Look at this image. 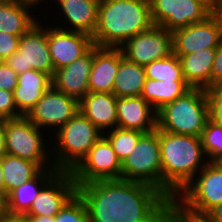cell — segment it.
<instances>
[{
    "mask_svg": "<svg viewBox=\"0 0 222 222\" xmlns=\"http://www.w3.org/2000/svg\"><path fill=\"white\" fill-rule=\"evenodd\" d=\"M51 86L52 77L45 72L30 69L19 74L13 91L18 112L26 116Z\"/></svg>",
    "mask_w": 222,
    "mask_h": 222,
    "instance_id": "obj_20",
    "label": "cell"
},
{
    "mask_svg": "<svg viewBox=\"0 0 222 222\" xmlns=\"http://www.w3.org/2000/svg\"><path fill=\"white\" fill-rule=\"evenodd\" d=\"M200 138L208 162H215L222 156V126L208 120Z\"/></svg>",
    "mask_w": 222,
    "mask_h": 222,
    "instance_id": "obj_31",
    "label": "cell"
},
{
    "mask_svg": "<svg viewBox=\"0 0 222 222\" xmlns=\"http://www.w3.org/2000/svg\"><path fill=\"white\" fill-rule=\"evenodd\" d=\"M71 173L76 185L121 179V160L109 141L102 136Z\"/></svg>",
    "mask_w": 222,
    "mask_h": 222,
    "instance_id": "obj_10",
    "label": "cell"
},
{
    "mask_svg": "<svg viewBox=\"0 0 222 222\" xmlns=\"http://www.w3.org/2000/svg\"><path fill=\"white\" fill-rule=\"evenodd\" d=\"M28 222H54V216L27 215Z\"/></svg>",
    "mask_w": 222,
    "mask_h": 222,
    "instance_id": "obj_43",
    "label": "cell"
},
{
    "mask_svg": "<svg viewBox=\"0 0 222 222\" xmlns=\"http://www.w3.org/2000/svg\"><path fill=\"white\" fill-rule=\"evenodd\" d=\"M216 48H205L179 58L185 81L192 88H211V69Z\"/></svg>",
    "mask_w": 222,
    "mask_h": 222,
    "instance_id": "obj_23",
    "label": "cell"
},
{
    "mask_svg": "<svg viewBox=\"0 0 222 222\" xmlns=\"http://www.w3.org/2000/svg\"><path fill=\"white\" fill-rule=\"evenodd\" d=\"M214 15L217 17L220 26L222 27V0H218L216 12Z\"/></svg>",
    "mask_w": 222,
    "mask_h": 222,
    "instance_id": "obj_45",
    "label": "cell"
},
{
    "mask_svg": "<svg viewBox=\"0 0 222 222\" xmlns=\"http://www.w3.org/2000/svg\"><path fill=\"white\" fill-rule=\"evenodd\" d=\"M145 80L144 66L129 61L119 47V68L115 77L113 94L116 97L141 96Z\"/></svg>",
    "mask_w": 222,
    "mask_h": 222,
    "instance_id": "obj_26",
    "label": "cell"
},
{
    "mask_svg": "<svg viewBox=\"0 0 222 222\" xmlns=\"http://www.w3.org/2000/svg\"><path fill=\"white\" fill-rule=\"evenodd\" d=\"M5 63V59L0 55V65Z\"/></svg>",
    "mask_w": 222,
    "mask_h": 222,
    "instance_id": "obj_48",
    "label": "cell"
},
{
    "mask_svg": "<svg viewBox=\"0 0 222 222\" xmlns=\"http://www.w3.org/2000/svg\"><path fill=\"white\" fill-rule=\"evenodd\" d=\"M93 63V47L71 64L55 70L52 86L78 102L89 93V75Z\"/></svg>",
    "mask_w": 222,
    "mask_h": 222,
    "instance_id": "obj_17",
    "label": "cell"
},
{
    "mask_svg": "<svg viewBox=\"0 0 222 222\" xmlns=\"http://www.w3.org/2000/svg\"><path fill=\"white\" fill-rule=\"evenodd\" d=\"M76 192L71 171H58L41 188L26 215L55 216Z\"/></svg>",
    "mask_w": 222,
    "mask_h": 222,
    "instance_id": "obj_16",
    "label": "cell"
},
{
    "mask_svg": "<svg viewBox=\"0 0 222 222\" xmlns=\"http://www.w3.org/2000/svg\"><path fill=\"white\" fill-rule=\"evenodd\" d=\"M117 97L113 93H88L79 101V110L101 131L117 127Z\"/></svg>",
    "mask_w": 222,
    "mask_h": 222,
    "instance_id": "obj_22",
    "label": "cell"
},
{
    "mask_svg": "<svg viewBox=\"0 0 222 222\" xmlns=\"http://www.w3.org/2000/svg\"><path fill=\"white\" fill-rule=\"evenodd\" d=\"M56 132L58 144L48 152L58 171H72L104 135L80 110Z\"/></svg>",
    "mask_w": 222,
    "mask_h": 222,
    "instance_id": "obj_5",
    "label": "cell"
},
{
    "mask_svg": "<svg viewBox=\"0 0 222 222\" xmlns=\"http://www.w3.org/2000/svg\"><path fill=\"white\" fill-rule=\"evenodd\" d=\"M54 222H89L85 202L77 192L54 216Z\"/></svg>",
    "mask_w": 222,
    "mask_h": 222,
    "instance_id": "obj_32",
    "label": "cell"
},
{
    "mask_svg": "<svg viewBox=\"0 0 222 222\" xmlns=\"http://www.w3.org/2000/svg\"><path fill=\"white\" fill-rule=\"evenodd\" d=\"M42 169L34 162L5 154L2 158V171L8 194L19 185L33 179Z\"/></svg>",
    "mask_w": 222,
    "mask_h": 222,
    "instance_id": "obj_28",
    "label": "cell"
},
{
    "mask_svg": "<svg viewBox=\"0 0 222 222\" xmlns=\"http://www.w3.org/2000/svg\"><path fill=\"white\" fill-rule=\"evenodd\" d=\"M206 96L209 120L222 126V85L206 89Z\"/></svg>",
    "mask_w": 222,
    "mask_h": 222,
    "instance_id": "obj_33",
    "label": "cell"
},
{
    "mask_svg": "<svg viewBox=\"0 0 222 222\" xmlns=\"http://www.w3.org/2000/svg\"><path fill=\"white\" fill-rule=\"evenodd\" d=\"M5 63L18 75L30 69L54 75V66L50 57L47 28L37 22L20 36L18 50L5 59Z\"/></svg>",
    "mask_w": 222,
    "mask_h": 222,
    "instance_id": "obj_9",
    "label": "cell"
},
{
    "mask_svg": "<svg viewBox=\"0 0 222 222\" xmlns=\"http://www.w3.org/2000/svg\"><path fill=\"white\" fill-rule=\"evenodd\" d=\"M120 48L129 61L145 66L174 53L173 32L153 25L149 30L131 37Z\"/></svg>",
    "mask_w": 222,
    "mask_h": 222,
    "instance_id": "obj_11",
    "label": "cell"
},
{
    "mask_svg": "<svg viewBox=\"0 0 222 222\" xmlns=\"http://www.w3.org/2000/svg\"><path fill=\"white\" fill-rule=\"evenodd\" d=\"M30 9H33L32 5L24 0H0V31L19 37L23 35L39 21Z\"/></svg>",
    "mask_w": 222,
    "mask_h": 222,
    "instance_id": "obj_25",
    "label": "cell"
},
{
    "mask_svg": "<svg viewBox=\"0 0 222 222\" xmlns=\"http://www.w3.org/2000/svg\"><path fill=\"white\" fill-rule=\"evenodd\" d=\"M0 200L2 202L6 200V188L2 171V159H0Z\"/></svg>",
    "mask_w": 222,
    "mask_h": 222,
    "instance_id": "obj_44",
    "label": "cell"
},
{
    "mask_svg": "<svg viewBox=\"0 0 222 222\" xmlns=\"http://www.w3.org/2000/svg\"><path fill=\"white\" fill-rule=\"evenodd\" d=\"M221 41L222 27L214 14L202 22L173 31L174 54L178 57L205 48H217Z\"/></svg>",
    "mask_w": 222,
    "mask_h": 222,
    "instance_id": "obj_14",
    "label": "cell"
},
{
    "mask_svg": "<svg viewBox=\"0 0 222 222\" xmlns=\"http://www.w3.org/2000/svg\"><path fill=\"white\" fill-rule=\"evenodd\" d=\"M4 131L6 154L32 161L41 169L55 168L53 160L49 159L52 154H48L47 149L45 150L46 140L43 138L42 130L26 116L5 119Z\"/></svg>",
    "mask_w": 222,
    "mask_h": 222,
    "instance_id": "obj_8",
    "label": "cell"
},
{
    "mask_svg": "<svg viewBox=\"0 0 222 222\" xmlns=\"http://www.w3.org/2000/svg\"><path fill=\"white\" fill-rule=\"evenodd\" d=\"M121 179L142 182L162 192L159 129L143 133L121 162Z\"/></svg>",
    "mask_w": 222,
    "mask_h": 222,
    "instance_id": "obj_7",
    "label": "cell"
},
{
    "mask_svg": "<svg viewBox=\"0 0 222 222\" xmlns=\"http://www.w3.org/2000/svg\"><path fill=\"white\" fill-rule=\"evenodd\" d=\"M119 68V47L93 46V63L89 75V93H113Z\"/></svg>",
    "mask_w": 222,
    "mask_h": 222,
    "instance_id": "obj_19",
    "label": "cell"
},
{
    "mask_svg": "<svg viewBox=\"0 0 222 222\" xmlns=\"http://www.w3.org/2000/svg\"><path fill=\"white\" fill-rule=\"evenodd\" d=\"M117 127L148 133L157 128L153 107L141 96L117 97Z\"/></svg>",
    "mask_w": 222,
    "mask_h": 222,
    "instance_id": "obj_18",
    "label": "cell"
},
{
    "mask_svg": "<svg viewBox=\"0 0 222 222\" xmlns=\"http://www.w3.org/2000/svg\"><path fill=\"white\" fill-rule=\"evenodd\" d=\"M58 172L55 168L42 169L33 179L12 190L3 202V209L10 213L26 214L41 188ZM40 186V187H39Z\"/></svg>",
    "mask_w": 222,
    "mask_h": 222,
    "instance_id": "obj_24",
    "label": "cell"
},
{
    "mask_svg": "<svg viewBox=\"0 0 222 222\" xmlns=\"http://www.w3.org/2000/svg\"><path fill=\"white\" fill-rule=\"evenodd\" d=\"M153 25L169 31L199 23L212 15L193 0H149Z\"/></svg>",
    "mask_w": 222,
    "mask_h": 222,
    "instance_id": "obj_12",
    "label": "cell"
},
{
    "mask_svg": "<svg viewBox=\"0 0 222 222\" xmlns=\"http://www.w3.org/2000/svg\"><path fill=\"white\" fill-rule=\"evenodd\" d=\"M76 186L89 222H168L171 200L151 185L110 179Z\"/></svg>",
    "mask_w": 222,
    "mask_h": 222,
    "instance_id": "obj_1",
    "label": "cell"
},
{
    "mask_svg": "<svg viewBox=\"0 0 222 222\" xmlns=\"http://www.w3.org/2000/svg\"><path fill=\"white\" fill-rule=\"evenodd\" d=\"M65 17L66 23L72 25L57 28L86 33L93 36L98 23V8L100 0H56ZM62 27V28H61Z\"/></svg>",
    "mask_w": 222,
    "mask_h": 222,
    "instance_id": "obj_21",
    "label": "cell"
},
{
    "mask_svg": "<svg viewBox=\"0 0 222 222\" xmlns=\"http://www.w3.org/2000/svg\"><path fill=\"white\" fill-rule=\"evenodd\" d=\"M0 222H28L26 214L10 213L5 209L0 212Z\"/></svg>",
    "mask_w": 222,
    "mask_h": 222,
    "instance_id": "obj_39",
    "label": "cell"
},
{
    "mask_svg": "<svg viewBox=\"0 0 222 222\" xmlns=\"http://www.w3.org/2000/svg\"><path fill=\"white\" fill-rule=\"evenodd\" d=\"M79 111V102L51 86L26 117L39 129L56 132ZM42 127V128H41Z\"/></svg>",
    "mask_w": 222,
    "mask_h": 222,
    "instance_id": "obj_13",
    "label": "cell"
},
{
    "mask_svg": "<svg viewBox=\"0 0 222 222\" xmlns=\"http://www.w3.org/2000/svg\"><path fill=\"white\" fill-rule=\"evenodd\" d=\"M3 209V202L0 200V212Z\"/></svg>",
    "mask_w": 222,
    "mask_h": 222,
    "instance_id": "obj_49",
    "label": "cell"
},
{
    "mask_svg": "<svg viewBox=\"0 0 222 222\" xmlns=\"http://www.w3.org/2000/svg\"><path fill=\"white\" fill-rule=\"evenodd\" d=\"M205 217L210 222H222V203L211 209Z\"/></svg>",
    "mask_w": 222,
    "mask_h": 222,
    "instance_id": "obj_40",
    "label": "cell"
},
{
    "mask_svg": "<svg viewBox=\"0 0 222 222\" xmlns=\"http://www.w3.org/2000/svg\"><path fill=\"white\" fill-rule=\"evenodd\" d=\"M152 26L149 0H100L92 39L99 47H121Z\"/></svg>",
    "mask_w": 222,
    "mask_h": 222,
    "instance_id": "obj_3",
    "label": "cell"
},
{
    "mask_svg": "<svg viewBox=\"0 0 222 222\" xmlns=\"http://www.w3.org/2000/svg\"><path fill=\"white\" fill-rule=\"evenodd\" d=\"M54 27H47L48 45L54 71L71 64L94 46L92 36L86 33Z\"/></svg>",
    "mask_w": 222,
    "mask_h": 222,
    "instance_id": "obj_15",
    "label": "cell"
},
{
    "mask_svg": "<svg viewBox=\"0 0 222 222\" xmlns=\"http://www.w3.org/2000/svg\"><path fill=\"white\" fill-rule=\"evenodd\" d=\"M6 154L4 120H0V159Z\"/></svg>",
    "mask_w": 222,
    "mask_h": 222,
    "instance_id": "obj_41",
    "label": "cell"
},
{
    "mask_svg": "<svg viewBox=\"0 0 222 222\" xmlns=\"http://www.w3.org/2000/svg\"><path fill=\"white\" fill-rule=\"evenodd\" d=\"M162 192L173 201L206 166L201 138L159 130Z\"/></svg>",
    "mask_w": 222,
    "mask_h": 222,
    "instance_id": "obj_2",
    "label": "cell"
},
{
    "mask_svg": "<svg viewBox=\"0 0 222 222\" xmlns=\"http://www.w3.org/2000/svg\"><path fill=\"white\" fill-rule=\"evenodd\" d=\"M203 5L211 14H215L218 0H193Z\"/></svg>",
    "mask_w": 222,
    "mask_h": 222,
    "instance_id": "obj_42",
    "label": "cell"
},
{
    "mask_svg": "<svg viewBox=\"0 0 222 222\" xmlns=\"http://www.w3.org/2000/svg\"><path fill=\"white\" fill-rule=\"evenodd\" d=\"M169 222H210L205 216H195L183 211L174 201L168 208Z\"/></svg>",
    "mask_w": 222,
    "mask_h": 222,
    "instance_id": "obj_35",
    "label": "cell"
},
{
    "mask_svg": "<svg viewBox=\"0 0 222 222\" xmlns=\"http://www.w3.org/2000/svg\"><path fill=\"white\" fill-rule=\"evenodd\" d=\"M156 113L157 129L200 137L209 120L206 89L191 88Z\"/></svg>",
    "mask_w": 222,
    "mask_h": 222,
    "instance_id": "obj_4",
    "label": "cell"
},
{
    "mask_svg": "<svg viewBox=\"0 0 222 222\" xmlns=\"http://www.w3.org/2000/svg\"><path fill=\"white\" fill-rule=\"evenodd\" d=\"M103 134H105L103 136L109 141L112 149L122 162L125 157L133 152L143 132L116 127L111 132L109 130L108 133L104 132Z\"/></svg>",
    "mask_w": 222,
    "mask_h": 222,
    "instance_id": "obj_30",
    "label": "cell"
},
{
    "mask_svg": "<svg viewBox=\"0 0 222 222\" xmlns=\"http://www.w3.org/2000/svg\"><path fill=\"white\" fill-rule=\"evenodd\" d=\"M20 37L10 33L0 31V55L7 59L14 54L19 47Z\"/></svg>",
    "mask_w": 222,
    "mask_h": 222,
    "instance_id": "obj_36",
    "label": "cell"
},
{
    "mask_svg": "<svg viewBox=\"0 0 222 222\" xmlns=\"http://www.w3.org/2000/svg\"><path fill=\"white\" fill-rule=\"evenodd\" d=\"M222 85V41L216 48L215 58L211 69V87Z\"/></svg>",
    "mask_w": 222,
    "mask_h": 222,
    "instance_id": "obj_38",
    "label": "cell"
},
{
    "mask_svg": "<svg viewBox=\"0 0 222 222\" xmlns=\"http://www.w3.org/2000/svg\"><path fill=\"white\" fill-rule=\"evenodd\" d=\"M18 84V74L6 63L0 65V89L13 92Z\"/></svg>",
    "mask_w": 222,
    "mask_h": 222,
    "instance_id": "obj_37",
    "label": "cell"
},
{
    "mask_svg": "<svg viewBox=\"0 0 222 222\" xmlns=\"http://www.w3.org/2000/svg\"><path fill=\"white\" fill-rule=\"evenodd\" d=\"M22 117L14 103L13 92L0 89V120Z\"/></svg>",
    "mask_w": 222,
    "mask_h": 222,
    "instance_id": "obj_34",
    "label": "cell"
},
{
    "mask_svg": "<svg viewBox=\"0 0 222 222\" xmlns=\"http://www.w3.org/2000/svg\"><path fill=\"white\" fill-rule=\"evenodd\" d=\"M146 78L161 81H185L179 58L174 53L144 66Z\"/></svg>",
    "mask_w": 222,
    "mask_h": 222,
    "instance_id": "obj_29",
    "label": "cell"
},
{
    "mask_svg": "<svg viewBox=\"0 0 222 222\" xmlns=\"http://www.w3.org/2000/svg\"><path fill=\"white\" fill-rule=\"evenodd\" d=\"M29 5H32L34 8L36 5H38L40 2H43L42 0H24ZM46 1V0H45Z\"/></svg>",
    "mask_w": 222,
    "mask_h": 222,
    "instance_id": "obj_46",
    "label": "cell"
},
{
    "mask_svg": "<svg viewBox=\"0 0 222 222\" xmlns=\"http://www.w3.org/2000/svg\"><path fill=\"white\" fill-rule=\"evenodd\" d=\"M191 88L186 81H161L146 78L141 97L157 112Z\"/></svg>",
    "mask_w": 222,
    "mask_h": 222,
    "instance_id": "obj_27",
    "label": "cell"
},
{
    "mask_svg": "<svg viewBox=\"0 0 222 222\" xmlns=\"http://www.w3.org/2000/svg\"><path fill=\"white\" fill-rule=\"evenodd\" d=\"M174 198V202L185 212L205 216L222 203V168L208 162Z\"/></svg>",
    "mask_w": 222,
    "mask_h": 222,
    "instance_id": "obj_6",
    "label": "cell"
},
{
    "mask_svg": "<svg viewBox=\"0 0 222 222\" xmlns=\"http://www.w3.org/2000/svg\"><path fill=\"white\" fill-rule=\"evenodd\" d=\"M215 163H217L222 168V156L218 158Z\"/></svg>",
    "mask_w": 222,
    "mask_h": 222,
    "instance_id": "obj_47",
    "label": "cell"
}]
</instances>
